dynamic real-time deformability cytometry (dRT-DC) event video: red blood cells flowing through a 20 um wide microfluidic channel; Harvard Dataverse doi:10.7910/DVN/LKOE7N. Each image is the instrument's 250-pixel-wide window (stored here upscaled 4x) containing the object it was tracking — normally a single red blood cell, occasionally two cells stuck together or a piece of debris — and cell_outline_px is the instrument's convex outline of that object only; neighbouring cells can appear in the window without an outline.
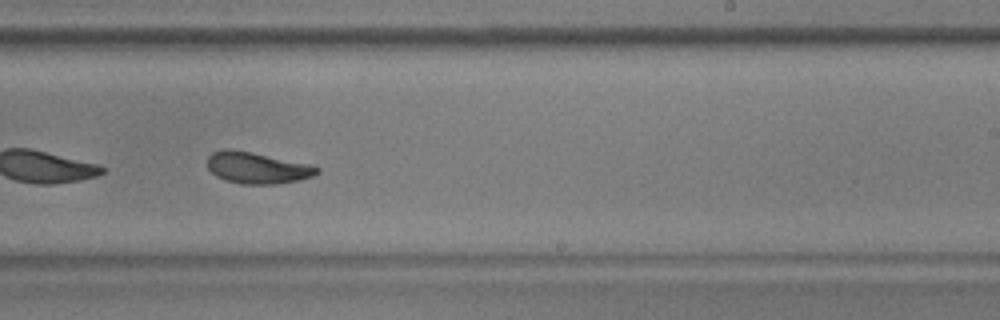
{"species": "common noctule bat (a hibernating species)", "species_latin": "Nyctalus noctula", "temperature_condition": "warm", "stored_images_in_passage": 52, "segment_of_instrument_passage": [2, 2], "camera_frame_rate_fps": 3000, "um_per_image_px": 0.085, "animal": {"sex": "male", "body_mass_g": 17.9, "forearm_length_mm": 54.2}, "frame": {"image": 1, "passage_image": 33, "time_ms": 10.667, "image_size_px": [1000, 320], "cell_outline_px": [[320, 172], [312, 176], [296, 180], [276, 184], [240, 184], [224, 180], [216, 176], [208, 168], [208, 156], [212, 152], [224, 148], [228, 148], [312, 164], [320, 168]], "centroid_in_image_um": [21.85, 14.26], "position_along_channel_um": 267.2, "area_um2": 20.06}}
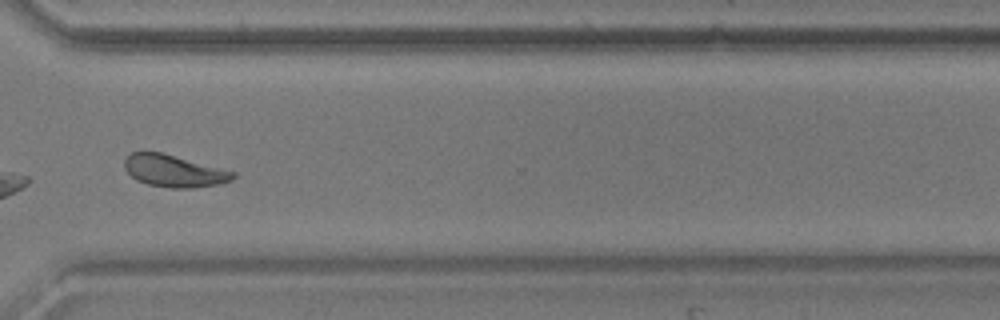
{"frame": {"image": 2, "passage_image": 40, "time_ms": 13.0, "image_size_px": [1000, 320], "cell_outline_px": [[236, 176], [232, 180], [220, 184], [192, 188], [172, 188], [148, 184], [136, 180], [124, 168], [124, 160], [132, 152], [160, 152], [236, 172]], "centroid_in_image_um": [14.8, 14.54], "position_along_channel_um": 355.8, "area_um2": 20.11}}